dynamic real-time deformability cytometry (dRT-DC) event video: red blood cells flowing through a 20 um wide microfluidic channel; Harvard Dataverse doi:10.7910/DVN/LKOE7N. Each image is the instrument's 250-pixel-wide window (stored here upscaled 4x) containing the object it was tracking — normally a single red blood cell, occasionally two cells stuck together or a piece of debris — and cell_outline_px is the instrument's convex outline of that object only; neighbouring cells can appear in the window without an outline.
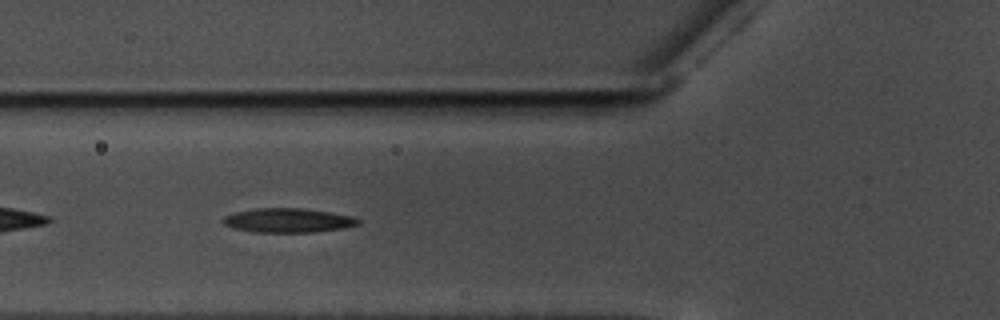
{"species": "common noctule bat (a hibernating species)", "species_latin": "Nyctalus noctula", "temperature_condition": "warm", "stored_images_in_passage": 37, "camera_frame_rate_fps": 3000, "um_per_image_px": 0.085, "animal": {"sex": "male", "body_mass_g": 17.5, "forearm_length_mm": 52.3}, "frame": {"image": 1, "passage_image": 5, "time_ms": 1.333, "image_size_px": [1000, 320], "cell_outline_px": [[360, 224], [344, 228], [316, 232], [256, 232], [236, 228], [224, 224], [224, 216], [236, 212], [256, 208], [304, 208], [352, 216], [360, 220]], "centroid_in_image_um": [24.53, 18.73], "position_along_channel_um": 101.3, "area_um2": 18.9}}
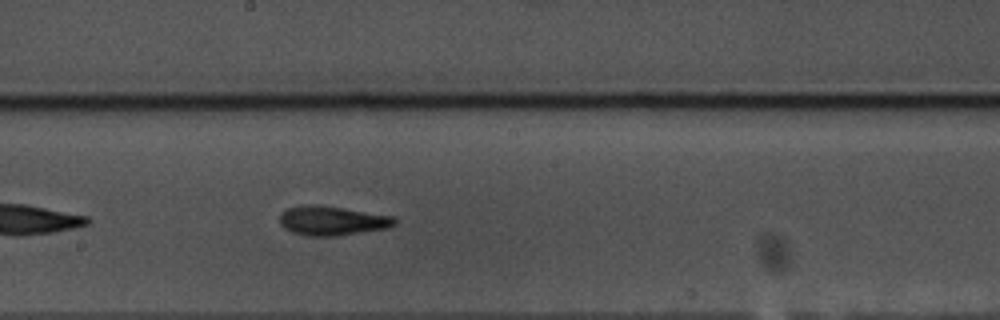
{"frame": {"image": 2, "passage_image": 15, "time_ms": 4.667, "image_size_px": [1000, 320], "cell_outline_px": [[396, 224], [388, 228], [336, 236], [308, 236], [292, 232], [284, 228], [280, 224], [280, 212], [288, 208], [300, 204], [316, 204], [344, 208], [392, 216], [396, 220]], "centroid_in_image_um": [28.19, 18.75], "position_along_channel_um": 220.0, "area_um2": 19.77}}
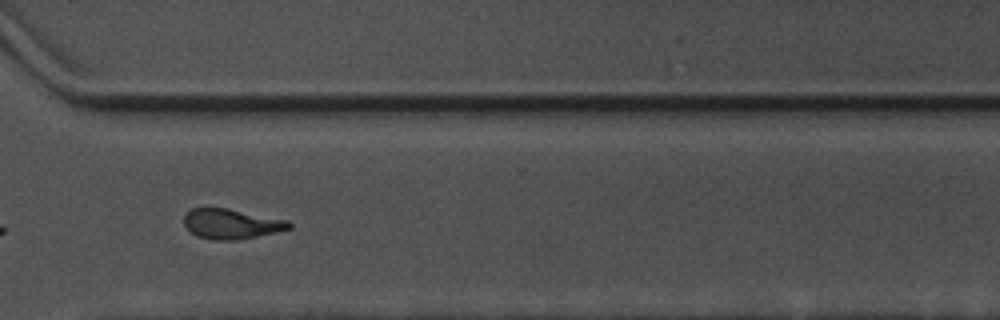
{"frame": {"image": 3, "passage_image": 26, "time_ms": 8.333, "image_size_px": [1000, 320], "cell_outline_px": [[292, 228], [276, 232], [236, 240], [212, 240], [196, 236], [184, 224], [184, 216], [192, 208], [228, 208], [288, 220], [292, 224]], "centroid_in_image_um": [19.68, 19.03], "position_along_channel_um": 350.9, "area_um2": 18.32}, "authors_computed_cell_mechanics": {"area_um2": 18.9006, "velocity_mm_per_s": 3.5694, "shape_relaxation_time_tau1_ms": 7.388, "shape_relaxation_time_tau2_ms": 4.3833, "deformation_change_tau1": 0.2193, "deformation_change_tau2": 0.1347}}